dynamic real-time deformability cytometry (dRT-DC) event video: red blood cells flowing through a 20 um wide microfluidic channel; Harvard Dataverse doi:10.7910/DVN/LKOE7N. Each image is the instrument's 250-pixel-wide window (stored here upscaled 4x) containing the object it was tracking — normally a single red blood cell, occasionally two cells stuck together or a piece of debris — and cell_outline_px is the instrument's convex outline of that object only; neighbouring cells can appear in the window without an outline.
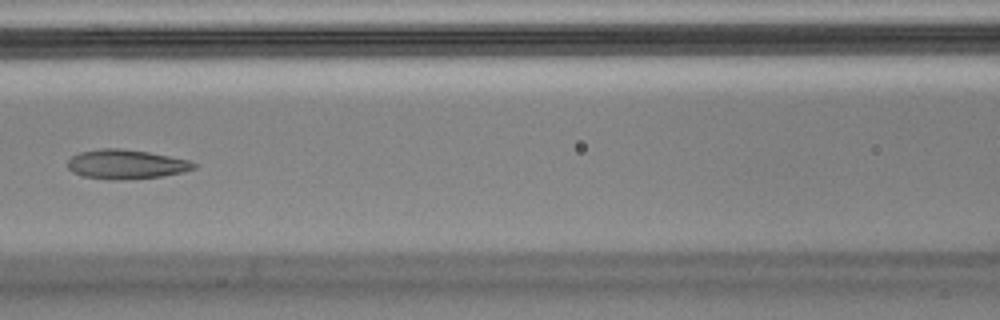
{"species": "Egyptian fruit bat (a non-hibernating species)", "species_latin": "Rousettus aegyptiacus", "temperature_condition": "cold", "stored_images_in_passage": 14, "camera_frame_rate_fps": 3000, "um_per_image_px": 0.085, "animal": {"sex": "male"}, "frame": {"image": 1, "passage_image": 6, "time_ms": 1.667, "image_size_px": [1000, 320], "cell_outline_px": [[196, 168], [184, 172], [160, 176], [116, 180], [84, 176], [72, 172], [68, 168], [68, 160], [72, 156], [80, 152], [100, 148], [120, 148], [148, 152], [188, 160], [196, 164]], "centroid_in_image_um": [10.7, 13.95], "position_along_channel_um": 155.9, "area_um2": 21.33}}
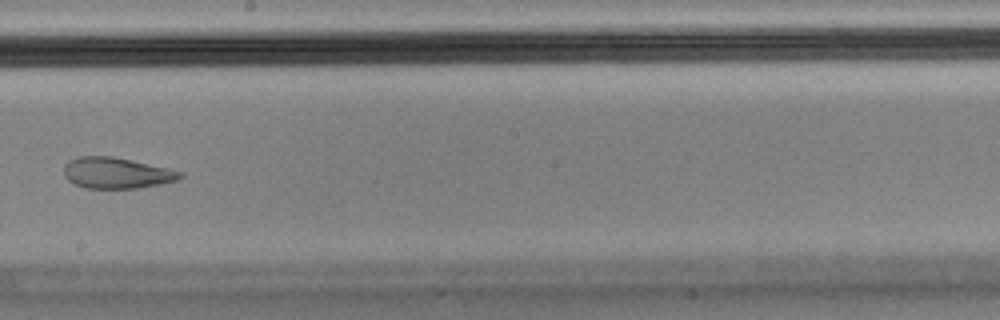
{"frame": {"image": 2, "passage_image": 8, "time_ms": 2.333, "image_size_px": [1000, 320], "cell_outline_px": [[184, 176], [176, 180], [160, 184], [136, 188], [84, 188], [68, 180], [64, 176], [64, 164], [68, 160], [80, 156], [112, 156], [132, 160], [168, 168], [184, 172]], "centroid_in_image_um": [9.9, 14.69], "position_along_channel_um": 238.3, "area_um2": 21.04}}